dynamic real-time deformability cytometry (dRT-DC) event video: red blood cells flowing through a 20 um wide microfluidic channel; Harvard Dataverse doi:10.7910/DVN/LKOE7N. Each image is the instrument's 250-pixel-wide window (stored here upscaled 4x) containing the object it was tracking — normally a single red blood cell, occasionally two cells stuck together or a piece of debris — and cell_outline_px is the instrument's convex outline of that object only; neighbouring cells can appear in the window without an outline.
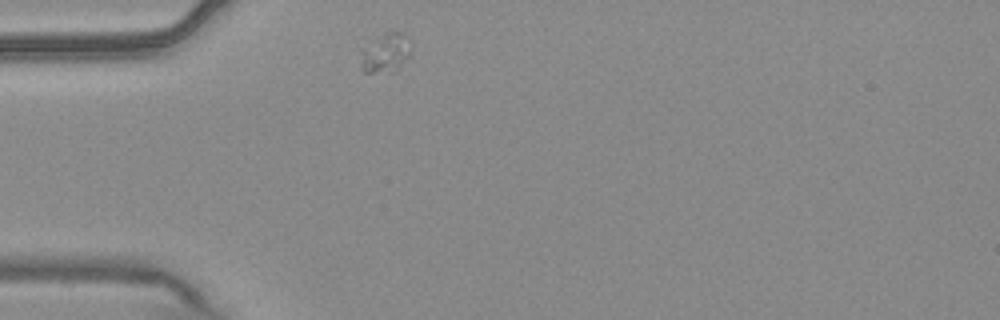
{"species": "common noctule bat (a hibernating species)", "species_latin": "Nyctalus noctula", "temperature_condition": "warm", "stored_images_in_passage": 39, "camera_frame_rate_fps": 3000, "um_per_image_px": 0.085, "animal": {"sex": "male", "body_mass_g": 20.4}, "frame": {"image": 1, "passage_image": 1, "time_ms": 0.0, "image_size_px": [1000, 320], "cell_outline_px": [[412, 52], [392, 72], [364, 72], [360, 68], [360, 48], [388, 32], [400, 32], [404, 36], [412, 48]], "centroid_in_image_um": [32.71, 4.52], "position_along_channel_um": 52.3, "area_um2": 11.27}}
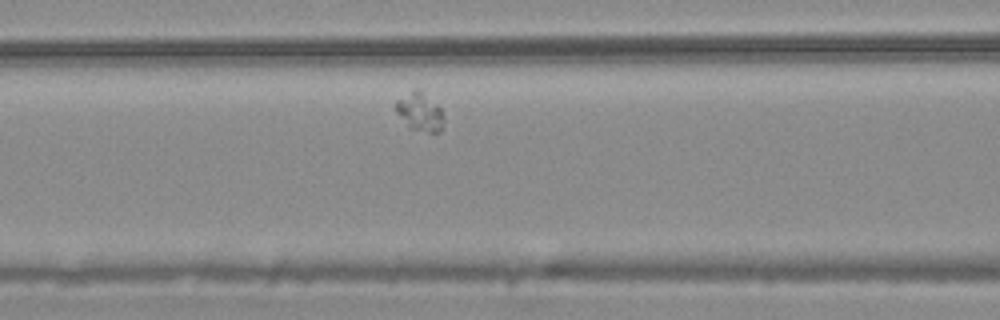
{"frame": {"image": 2, "passage_image": 9, "time_ms": 2.667, "image_size_px": [1000, 320], "cell_outline_px": [[444, 120], [440, 132], [428, 132], [408, 128], [396, 112], [396, 100], [416, 88], [420, 88], [440, 108], [444, 116]], "centroid_in_image_um": [35.69, 9.51], "position_along_channel_um": 130.9, "area_um2": 10.75}}
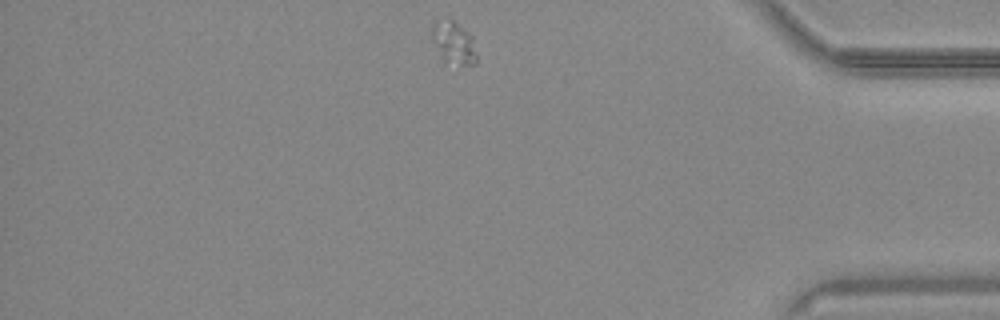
{"frame": {"image": 3, "passage_image": 35, "time_ms": 11.333, "image_size_px": [1000, 320], "cell_outline_px": [[476, 64], [444, 64], [428, 36], [432, 24], [436, 20], [452, 20], [468, 32], [472, 36], [476, 56]], "centroid_in_image_um": [38.47, 3.65], "position_along_channel_um": 396.7, "area_um2": 11.44}}